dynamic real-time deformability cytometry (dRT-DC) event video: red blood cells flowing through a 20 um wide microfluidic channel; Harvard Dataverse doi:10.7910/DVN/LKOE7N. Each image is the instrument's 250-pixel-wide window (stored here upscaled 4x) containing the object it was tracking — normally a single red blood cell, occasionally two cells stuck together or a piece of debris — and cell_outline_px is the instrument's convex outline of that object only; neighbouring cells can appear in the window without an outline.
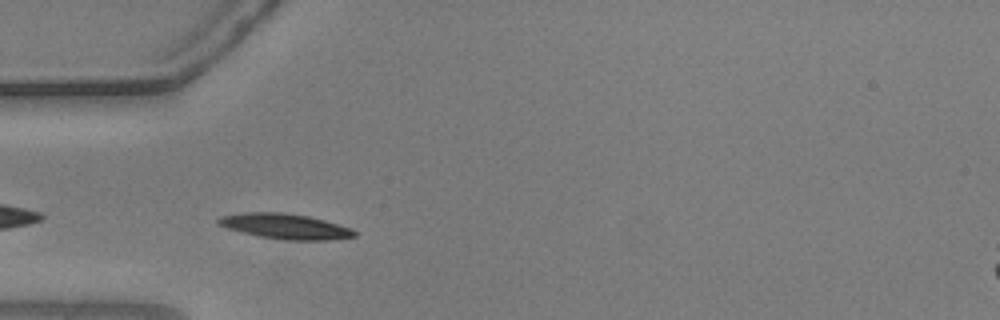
{"species": "common noctule bat (a hibernating species)", "species_latin": "Nyctalus noctula", "temperature_condition": "warm", "stored_images_in_passage": 39, "camera_frame_rate_fps": 3000, "um_per_image_px": 0.085, "animal": {"sex": "male", "body_mass_g": 20.5, "forearm_length_mm": 52.5}, "frame": {"image": 1, "passage_image": 4, "time_ms": 1.0, "image_size_px": [1000, 320], "cell_outline_px": [[356, 236], [328, 240], [284, 240], [260, 236], [228, 228], [220, 224], [216, 220], [220, 216], [244, 212], [284, 212], [308, 216], [324, 220], [352, 228], [356, 232]], "centroid_in_image_um": [24.27, 19.23], "position_along_channel_um": 60.7, "area_um2": 19.88}}
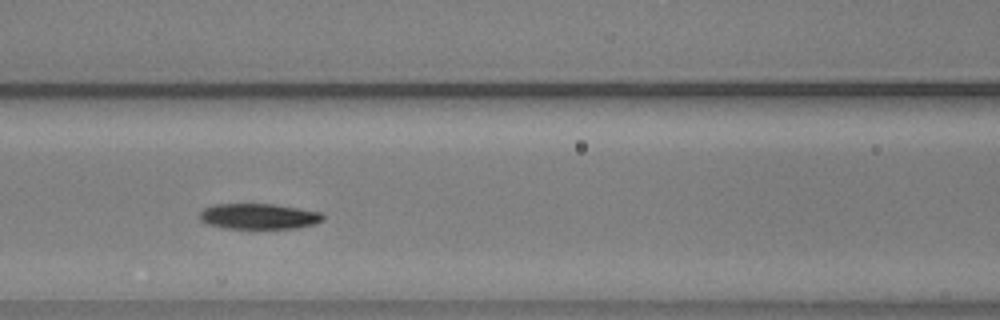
{"frame": {"image": 2, "passage_image": 11, "time_ms": 3.333, "image_size_px": [1000, 320], "cell_outline_px": [[324, 220], [312, 224], [296, 228], [224, 228], [208, 224], [200, 220], [200, 212], [204, 208], [212, 204], [272, 204], [320, 212], [324, 216]], "centroid_in_image_um": [21.96, 18.38], "position_along_channel_um": 144.6, "area_um2": 18.21}}
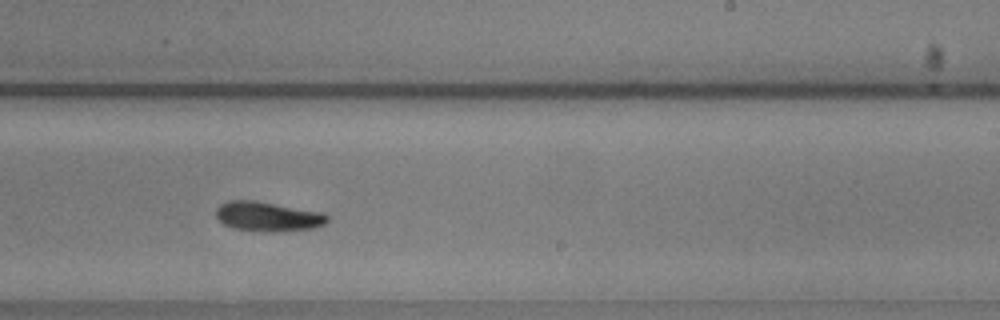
{"frame": {"image": 3, "passage_image": 21, "time_ms": 6.667, "image_size_px": [1000, 320], "cell_outline_px": [[328, 220], [324, 224], [312, 228], [264, 232], [260, 232], [232, 228], [224, 224], [216, 216], [216, 208], [220, 204], [228, 200], [256, 200], [324, 212], [328, 216]], "centroid_in_image_um": [22.74, 18.39], "position_along_channel_um": 266.3, "area_um2": 19.31}, "authors_computed_cell_mechanics": {"area_um2": 18.6694, "velocity_mm_per_s": 3.6637, "shape_relaxation_time_tau1_ms": 4.3843, "shape_relaxation_time_tau2_ms": 3.1514, "deformation_change_tau1": 0.1439, "deformation_change_tau2": 0.0837}}